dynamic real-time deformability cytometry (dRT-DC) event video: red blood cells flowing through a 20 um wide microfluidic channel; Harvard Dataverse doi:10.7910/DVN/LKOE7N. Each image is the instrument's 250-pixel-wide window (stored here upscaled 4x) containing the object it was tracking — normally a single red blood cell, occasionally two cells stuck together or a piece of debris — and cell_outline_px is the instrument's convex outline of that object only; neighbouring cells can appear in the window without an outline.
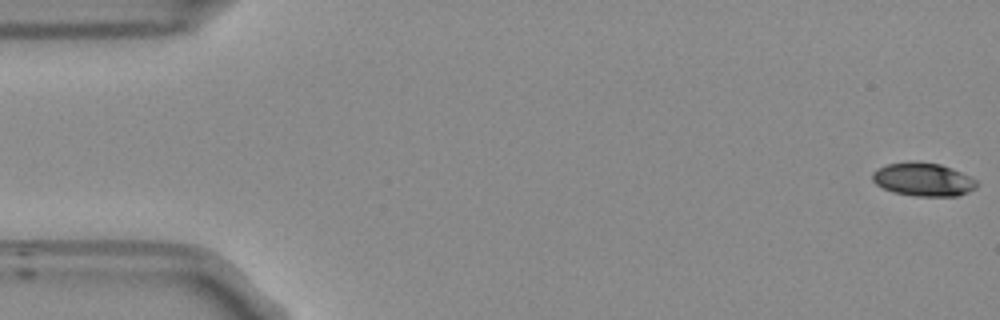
{"species": "Egyptian fruit bat (a non-hibernating species)", "species_latin": "Rousettus aegyptiacus", "temperature_condition": "room temperature", "stored_images_in_passage": 7, "camera_frame_rate_fps": 3000, "um_per_image_px": 0.085, "frame": {"image": 1, "passage_image": 1, "time_ms": 0.0, "image_size_px": [1000, 320], "cell_outline_px": [[976, 188], [968, 192], [956, 196], [916, 196], [892, 192], [876, 184], [872, 180], [872, 172], [876, 168], [888, 164], [908, 160], [916, 160], [940, 164], [952, 168], [976, 180]], "centroid_in_image_um": [78.43, 15.23], "position_along_channel_um": 6.6, "area_um2": 20.46}}